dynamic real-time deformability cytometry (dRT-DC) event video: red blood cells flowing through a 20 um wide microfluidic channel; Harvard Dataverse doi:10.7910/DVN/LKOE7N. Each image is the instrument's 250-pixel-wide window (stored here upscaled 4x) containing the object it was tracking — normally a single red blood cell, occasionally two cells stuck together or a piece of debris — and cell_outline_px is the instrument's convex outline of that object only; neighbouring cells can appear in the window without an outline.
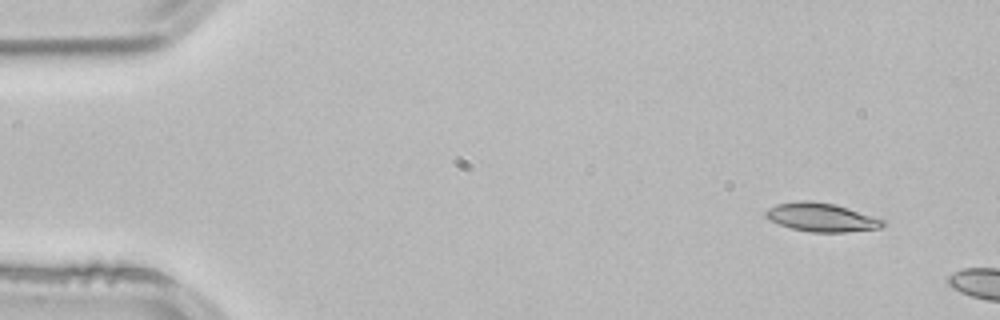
{"species": "common noctule bat (a hibernating species)", "species_latin": "Nyctalus noctula", "temperature_condition": "room temperature", "stored_images_in_passage": 2, "camera_frame_rate_fps": 3000, "um_per_image_px": 0.085, "animal": {"sex": "male", "body_mass_g": 21.5, "forearm_length_mm": 52.0}, "frame": {"image": 1, "passage_image": 1, "time_ms": 0.0, "image_size_px": [1000, 320], "cell_outline_px": [[888, 224], [884, 228], [844, 232], [808, 232], [792, 228], [768, 220], [764, 216], [764, 212], [768, 208], [776, 204], [800, 200], [812, 200], [836, 204], [884, 220]], "centroid_in_image_um": [69.82, 18.47], "position_along_channel_um": 15.2, "area_um2": 19.77}}